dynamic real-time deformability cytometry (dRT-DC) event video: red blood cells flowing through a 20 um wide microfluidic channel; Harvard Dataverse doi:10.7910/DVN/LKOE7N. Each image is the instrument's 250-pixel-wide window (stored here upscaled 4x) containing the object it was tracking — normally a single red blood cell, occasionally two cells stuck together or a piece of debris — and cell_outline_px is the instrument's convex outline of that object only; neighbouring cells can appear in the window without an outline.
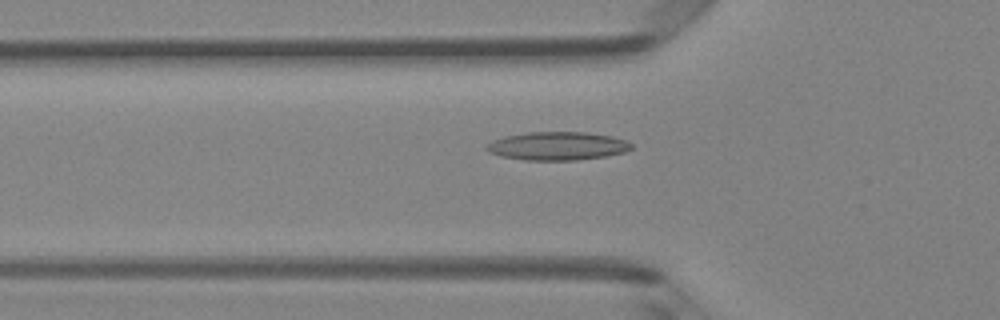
{"species": "Egyptian fruit bat (a non-hibernating species)", "species_latin": "Rousettus aegyptiacus", "temperature_condition": "room temperature", "stored_images_in_passage": 49, "camera_frame_rate_fps": 3000, "um_per_image_px": 0.085, "animal": {"sex": "female"}, "frame": {"image": 1, "passage_image": 17, "time_ms": 5.333, "image_size_px": [1000, 320], "cell_outline_px": [[632, 148], [624, 152], [604, 156], [576, 160], [524, 160], [500, 156], [488, 152], [484, 148], [492, 140], [504, 136], [528, 132], [584, 132], [612, 136], [624, 140], [632, 144]], "centroid_in_image_um": [47.33, 12.41], "position_along_channel_um": 78.5, "area_um2": 23.87}}
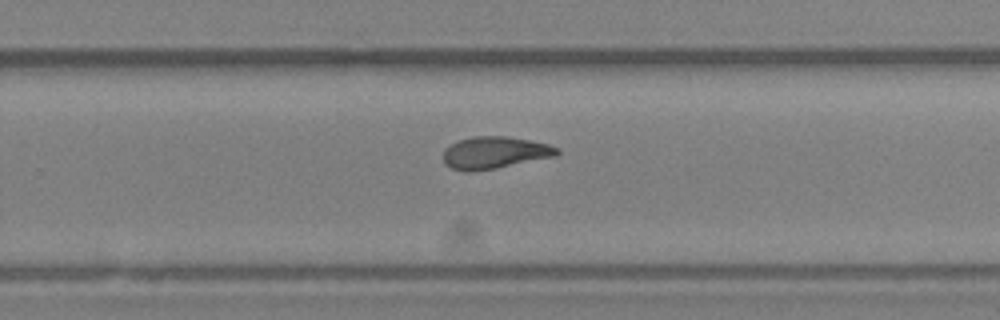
{"frame": {"image": 2, "passage_image": 32, "time_ms": 10.333, "image_size_px": [1000, 320], "cell_outline_px": [[560, 152], [556, 156], [496, 168], [472, 172], [464, 172], [452, 168], [444, 164], [444, 148], [460, 140], [472, 136], [508, 136], [548, 144], [560, 148]], "centroid_in_image_um": [42.05, 12.98], "position_along_channel_um": 287.8, "area_um2": 21.33}}
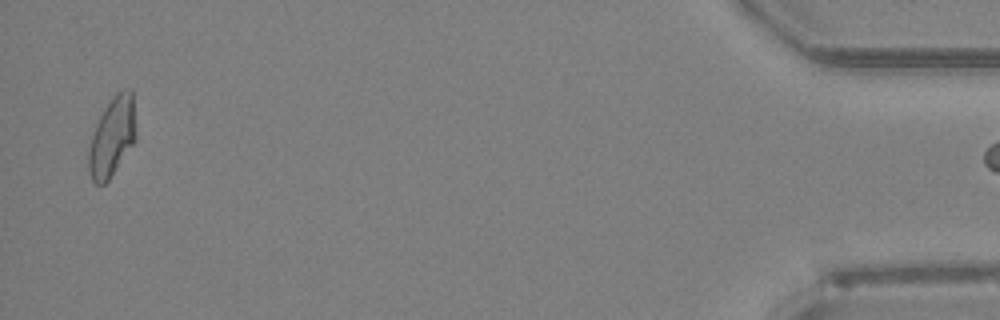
{"frame": {"image": 3, "passage_image": 48, "time_ms": 15.667, "image_size_px": [1000, 320], "cell_outline_px": [[136, 140], [108, 180], [104, 184], [96, 184], [92, 180], [88, 168], [88, 152], [92, 136], [96, 124], [104, 108], [116, 92], [124, 88], [132, 88], [136, 136]], "centroid_in_image_um": [9.54, 11.6], "position_along_channel_um": 425.7, "area_um2": 21.73}}